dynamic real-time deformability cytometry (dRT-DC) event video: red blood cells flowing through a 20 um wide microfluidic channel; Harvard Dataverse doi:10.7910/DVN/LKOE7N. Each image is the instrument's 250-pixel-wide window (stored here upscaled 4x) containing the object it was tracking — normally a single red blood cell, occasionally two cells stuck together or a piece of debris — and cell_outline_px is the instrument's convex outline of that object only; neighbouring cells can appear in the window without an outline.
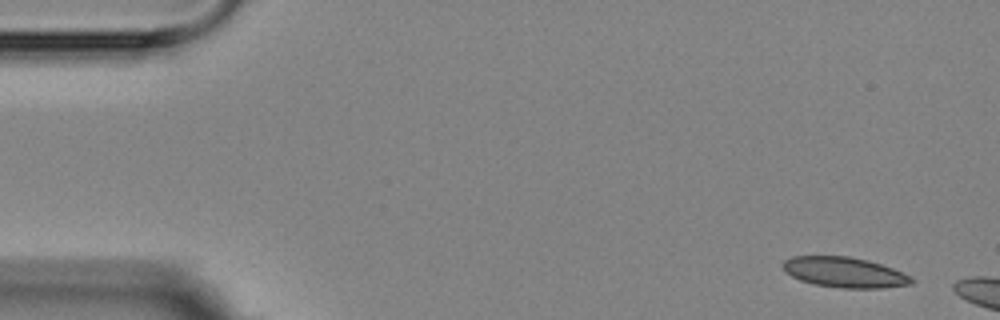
{"species": "Egyptian fruit bat (a non-hibernating species)", "species_latin": "Rousettus aegyptiacus", "temperature_condition": "room temperature", "stored_images_in_passage": 4, "camera_frame_rate_fps": 3000, "um_per_image_px": 0.085, "animal": {"sex": "female"}, "frame": {"image": 1, "passage_image": 1, "time_ms": 0.0, "image_size_px": [1000, 320], "cell_outline_px": [[916, 280], [912, 284], [884, 288], [840, 288], [812, 284], [800, 280], [784, 272], [780, 264], [784, 260], [792, 256], [848, 256], [880, 264], [892, 268]], "centroid_in_image_um": [71.72, 23.15], "position_along_channel_um": 13.3, "area_um2": 22.77}}